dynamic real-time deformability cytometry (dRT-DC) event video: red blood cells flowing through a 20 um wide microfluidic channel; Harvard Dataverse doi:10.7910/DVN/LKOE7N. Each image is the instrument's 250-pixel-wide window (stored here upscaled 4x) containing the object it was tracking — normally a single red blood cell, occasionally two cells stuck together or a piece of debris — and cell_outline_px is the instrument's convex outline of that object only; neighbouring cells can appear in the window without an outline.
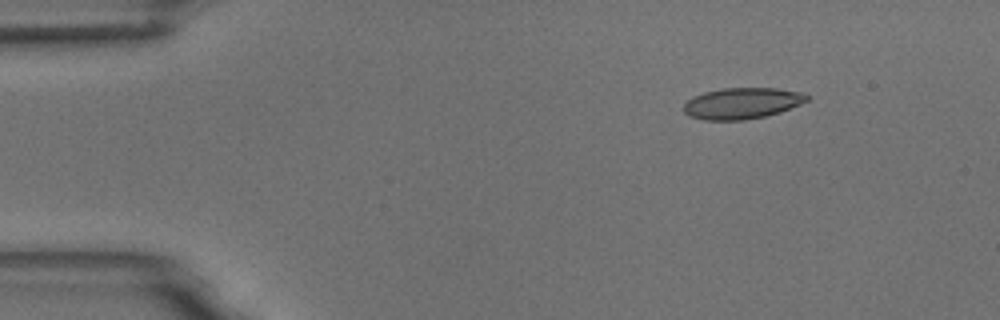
{"species": "common noctule bat (a hibernating species)", "species_latin": "Nyctalus noctula", "temperature_condition": "room temperature", "stored_images_in_passage": 4, "camera_frame_rate_fps": 3000, "um_per_image_px": 0.085, "animal": {"sex": "male", "body_mass_g": 18.8}, "frame": {"image": 1, "passage_image": 2, "time_ms": 2.0, "image_size_px": [1000, 320], "cell_outline_px": [[808, 100], [800, 104], [780, 112], [764, 116], [744, 120], [704, 120], [688, 116], [684, 112], [684, 104], [692, 96], [704, 92], [720, 88], [776, 88], [804, 92], [808, 96]], "centroid_in_image_um": [63.06, 8.77], "position_along_channel_um": 21.9, "area_um2": 22.48}}